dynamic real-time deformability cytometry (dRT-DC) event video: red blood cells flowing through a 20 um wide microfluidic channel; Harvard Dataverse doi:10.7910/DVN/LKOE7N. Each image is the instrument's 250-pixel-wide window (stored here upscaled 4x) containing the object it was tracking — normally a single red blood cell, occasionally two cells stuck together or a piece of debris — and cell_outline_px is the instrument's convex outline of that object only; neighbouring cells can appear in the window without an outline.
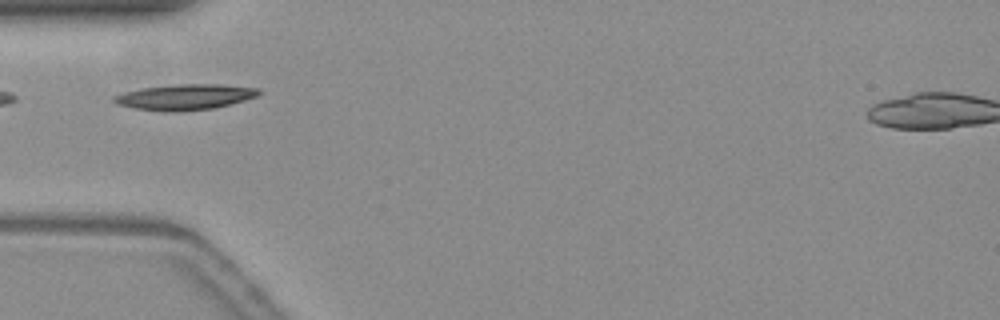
{"species": "common noctule bat (a hibernating species)", "species_latin": "Nyctalus noctula", "temperature_condition": "warm", "stored_images_in_passage": 15, "camera_frame_rate_fps": 3000, "um_per_image_px": 0.085, "animal": {"sex": "female", "body_mass_g": 19.3, "forearm_length_mm": 54.1}, "frame": {"image": 1, "passage_image": 1, "time_ms": 0.0, "image_size_px": [1000, 320], "cell_outline_px": [[260, 92], [256, 96], [244, 100], [212, 108], [176, 112], [168, 112], [132, 108], [116, 104], [112, 100], [112, 96], [124, 92], [144, 88], [176, 84], [220, 84], [260, 88]], "centroid_in_image_um": [15.67, 8.24], "position_along_channel_um": 69.3, "area_um2": 21.56}}
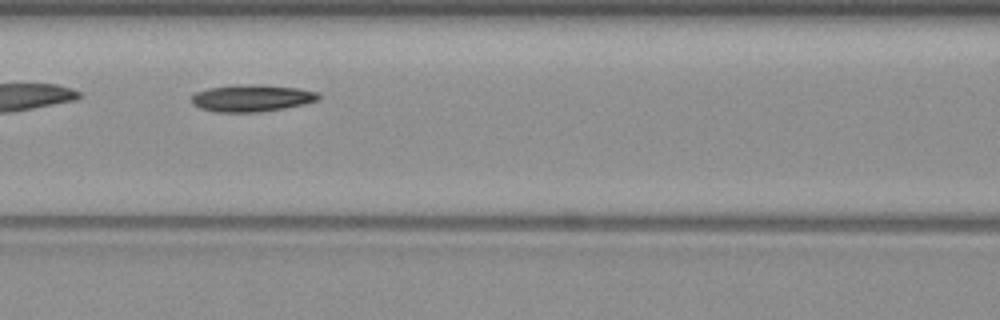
{"frame": {"image": 2, "passage_image": 7, "time_ms": 2.0, "image_size_px": [1000, 320], "cell_outline_px": [[320, 100], [304, 104], [284, 108], [256, 112], [216, 112], [200, 108], [192, 104], [192, 96], [196, 92], [208, 88], [240, 84], [260, 84], [296, 88], [320, 92]], "centroid_in_image_um": [21.42, 8.33], "position_along_channel_um": 145.2, "area_um2": 20.06}}